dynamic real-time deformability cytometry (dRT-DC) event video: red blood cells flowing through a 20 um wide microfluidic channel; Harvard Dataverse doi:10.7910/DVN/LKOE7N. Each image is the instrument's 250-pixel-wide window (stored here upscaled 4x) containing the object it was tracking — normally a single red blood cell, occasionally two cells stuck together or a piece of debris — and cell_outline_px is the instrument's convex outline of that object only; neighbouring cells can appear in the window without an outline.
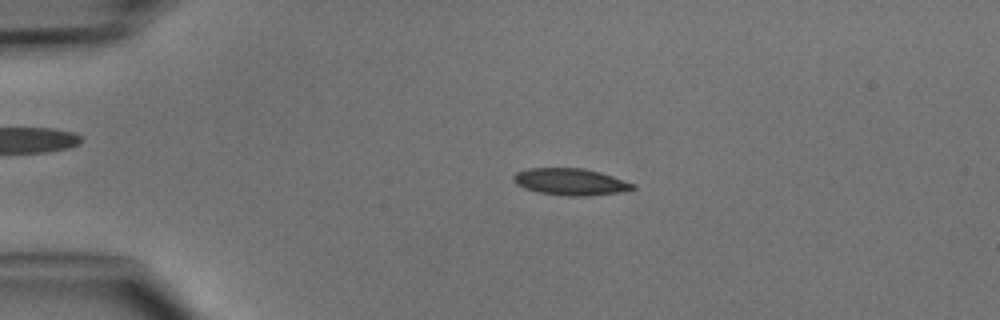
{"species": "common noctule bat (a hibernating species)", "species_latin": "Nyctalus noctula", "temperature_condition": "cold", "stored_images_in_passage": 4, "camera_frame_rate_fps": 3000, "um_per_image_px": 0.085, "animal": {"sex": "male", "body_mass_g": 15.6}, "frame": {"image": 1, "passage_image": 3, "time_ms": 3.0, "image_size_px": [1000, 320], "cell_outline_px": [[636, 188], [620, 192], [588, 196], [568, 196], [536, 192], [524, 188], [516, 184], [512, 180], [512, 176], [516, 172], [528, 168], [584, 168], [600, 172], [636, 184]], "centroid_in_image_um": [48.47, 15.45], "position_along_channel_um": 36.5, "area_um2": 18.79}}